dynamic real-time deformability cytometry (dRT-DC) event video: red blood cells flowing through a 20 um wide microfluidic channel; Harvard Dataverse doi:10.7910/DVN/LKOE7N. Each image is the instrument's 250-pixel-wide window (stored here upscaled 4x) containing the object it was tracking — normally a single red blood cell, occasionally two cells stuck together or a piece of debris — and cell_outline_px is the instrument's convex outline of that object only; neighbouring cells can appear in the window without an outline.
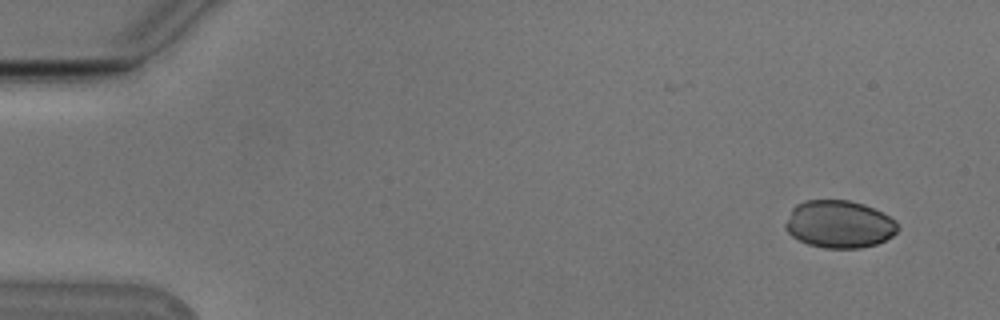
{"species": "Egyptian fruit bat (a non-hibernating species)", "species_latin": "Rousettus aegyptiacus", "temperature_condition": "cold", "stored_images_in_passage": 51, "camera_frame_rate_fps": 3000, "um_per_image_px": 0.085, "animal": {"sex": "male"}, "frame": {"image": 1, "passage_image": 3, "time_ms": 0.667, "image_size_px": [1000, 320], "cell_outline_px": [[900, 228], [892, 236], [876, 244], [860, 248], [824, 248], [808, 244], [792, 236], [784, 228], [784, 224], [792, 208], [796, 204], [804, 200], [848, 200], [864, 204], [896, 220]], "centroid_in_image_um": [71.31, 19.05], "position_along_channel_um": 13.7, "area_um2": 31.15}}
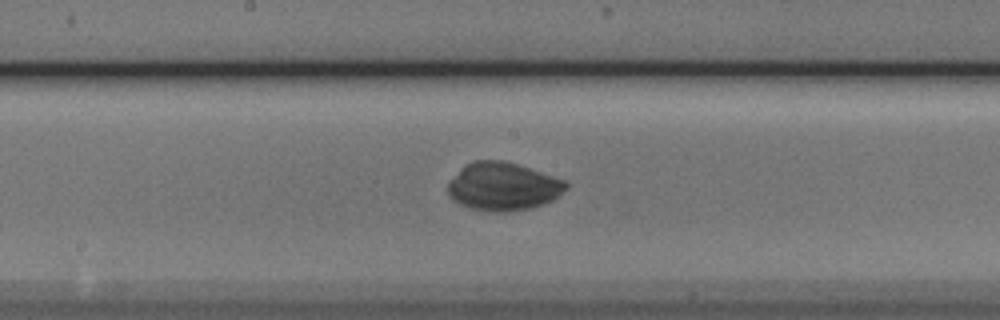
{"frame": {"image": 2, "passage_image": 28, "time_ms": 9.0, "image_size_px": [1000, 320], "cell_outline_px": [[568, 188], [552, 200], [544, 204], [532, 208], [504, 212], [492, 212], [468, 208], [452, 200], [448, 196], [448, 184], [464, 164], [476, 160], [504, 160], [564, 180], [568, 184]], "centroid_in_image_um": [42.73, 15.87], "position_along_channel_um": 205.5, "area_um2": 33.06}}
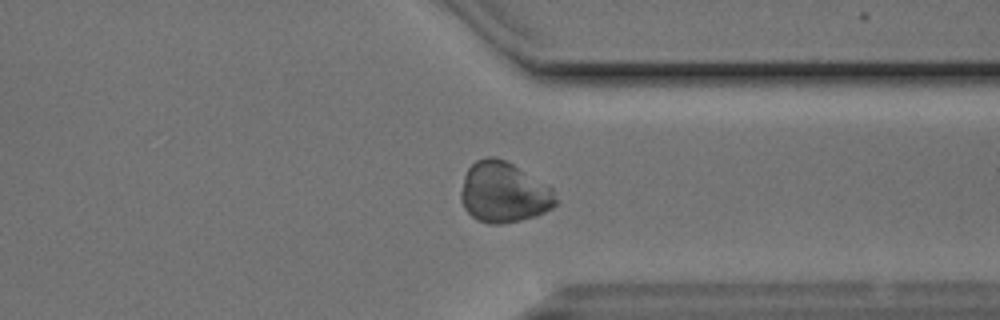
{"frame": {"image": 3, "passage_image": 41, "time_ms": 13.333, "image_size_px": [1000, 320], "cell_outline_px": [[556, 204], [552, 208], [536, 216], [520, 220], [500, 224], [488, 224], [476, 220], [464, 208], [460, 200], [460, 192], [464, 176], [468, 168], [476, 160], [488, 156], [496, 156], [512, 164], [552, 188], [556, 200]], "centroid_in_image_um": [42.78, 16.36], "position_along_channel_um": 368.6, "area_um2": 33.41}}